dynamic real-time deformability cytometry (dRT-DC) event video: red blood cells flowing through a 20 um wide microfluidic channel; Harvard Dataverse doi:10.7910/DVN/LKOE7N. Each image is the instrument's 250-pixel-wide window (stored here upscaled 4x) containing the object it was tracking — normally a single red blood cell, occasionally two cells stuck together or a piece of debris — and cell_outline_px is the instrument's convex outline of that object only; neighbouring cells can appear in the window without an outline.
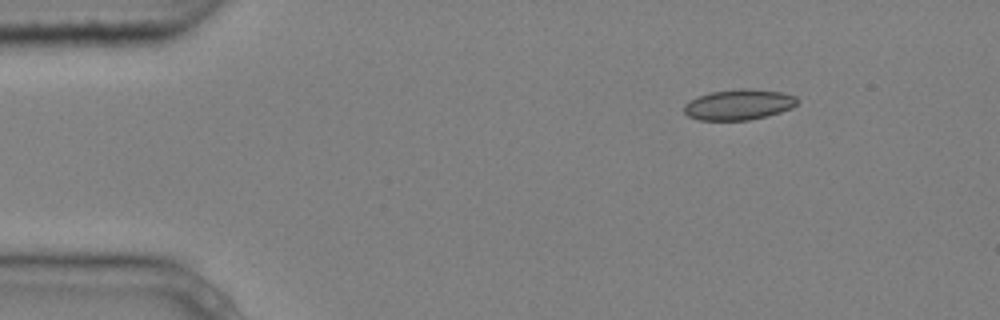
{"species": "common noctule bat (a hibernating species)", "species_latin": "Nyctalus noctula", "temperature_condition": "cold", "stored_images_in_passage": 4, "camera_frame_rate_fps": 3000, "um_per_image_px": 0.085, "animal": {"sex": "male", "body_mass_g": 20.4}, "frame": {"image": 1, "passage_image": 2, "time_ms": 0.333, "image_size_px": [1000, 320], "cell_outline_px": [[800, 100], [792, 108], [768, 116], [748, 120], [700, 120], [688, 116], [684, 112], [684, 104], [688, 100], [696, 96], [708, 92], [740, 88], [752, 88], [780, 92], [796, 96]], "centroid_in_image_um": [62.78, 8.88], "position_along_channel_um": 22.2, "area_um2": 20.52}}